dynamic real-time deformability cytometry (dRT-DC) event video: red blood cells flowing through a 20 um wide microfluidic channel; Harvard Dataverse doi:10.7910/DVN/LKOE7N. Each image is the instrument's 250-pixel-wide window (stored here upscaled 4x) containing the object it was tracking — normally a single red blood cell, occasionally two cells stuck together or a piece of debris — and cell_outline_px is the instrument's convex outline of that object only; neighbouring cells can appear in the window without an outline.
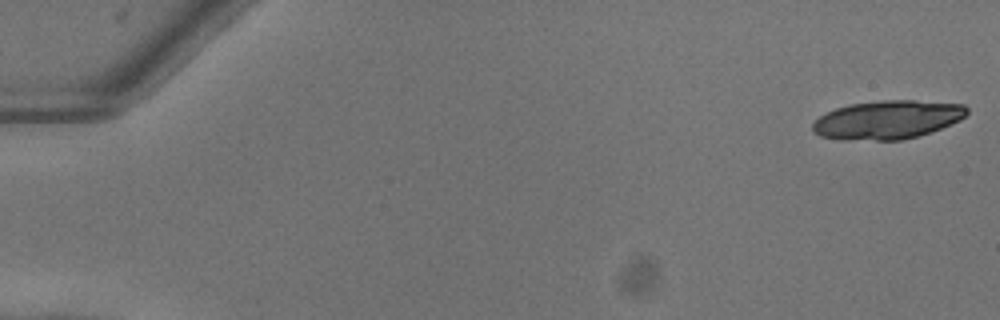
{"species": "common noctule bat (a hibernating species)", "species_latin": "Nyctalus noctula", "temperature_condition": "warm", "stored_images_in_passage": 19, "camera_frame_rate_fps": 3000, "um_per_image_px": 0.085, "animal": {"sex": "female"}, "frame": {"image": 1, "passage_image": 1, "time_ms": 0.0, "image_size_px": [1000, 320], "cell_outline_px": [[968, 112], [960, 120], [940, 128], [916, 136], [900, 140], [840, 140], [820, 136], [812, 132], [812, 124], [820, 116], [836, 108], [848, 104], [884, 100], [916, 100], [964, 104], [968, 108]], "centroid_in_image_um": [75.41, 10.17], "position_along_channel_um": 9.6, "area_um2": 34.68}}